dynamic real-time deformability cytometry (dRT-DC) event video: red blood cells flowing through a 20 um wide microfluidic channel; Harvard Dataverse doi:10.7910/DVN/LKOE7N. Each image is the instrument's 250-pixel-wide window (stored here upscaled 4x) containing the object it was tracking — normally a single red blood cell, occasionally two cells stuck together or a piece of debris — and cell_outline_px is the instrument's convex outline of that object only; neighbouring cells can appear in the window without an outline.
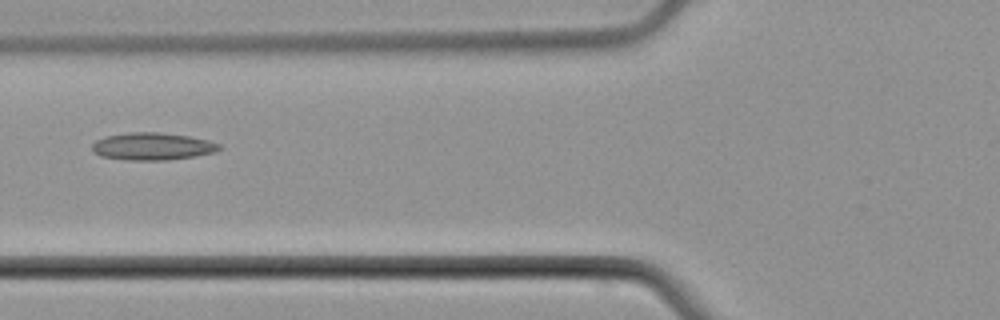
{"species": "common noctule bat (a hibernating species)", "species_latin": "Nyctalus noctula", "temperature_condition": "cold", "stored_images_in_passage": 8, "camera_frame_rate_fps": 3000, "um_per_image_px": 0.085, "animal": {"sex": "male", "body_mass_g": 21.5, "forearm_length_mm": 52.0}, "frame": {"image": 1, "passage_image": 8, "time_ms": 9.333, "image_size_px": [1000, 320], "cell_outline_px": [[220, 148], [216, 152], [196, 156], [168, 160], [128, 160], [100, 156], [92, 152], [92, 144], [96, 140], [104, 136], [128, 132], [160, 132], [188, 136], [208, 140], [220, 144]], "centroid_in_image_um": [12.93, 12.44], "position_along_channel_um": 112.9, "area_um2": 20.46}}